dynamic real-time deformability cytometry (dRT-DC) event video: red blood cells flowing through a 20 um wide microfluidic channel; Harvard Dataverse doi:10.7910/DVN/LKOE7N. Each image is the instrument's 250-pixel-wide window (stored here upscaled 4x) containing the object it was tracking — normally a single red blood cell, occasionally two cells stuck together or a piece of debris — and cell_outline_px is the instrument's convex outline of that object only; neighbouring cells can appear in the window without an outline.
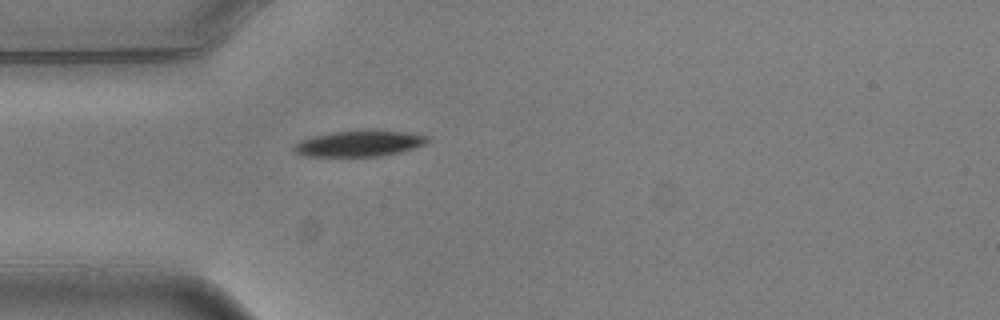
{"species": "common noctule bat (a hibernating species)", "species_latin": "Nyctalus noctula", "temperature_condition": "warm", "stored_images_in_passage": 1, "camera_frame_rate_fps": 3000, "um_per_image_px": 0.085, "animal": {"sex": "male", "body_mass_g": 20.5, "forearm_length_mm": 52.5}, "frame": {"image": 1, "passage_image": 1, "time_ms": 0.0, "image_size_px": [1000, 320], "cell_outline_px": [[428, 140], [424, 144], [416, 148], [400, 152], [380, 156], [300, 156], [292, 152], [292, 144], [300, 140], [312, 136], [332, 132], [364, 128], [372, 128], [404, 132], [428, 136]], "centroid_in_image_um": [30.47, 12.17], "position_along_channel_um": 54.5, "area_um2": 20.92}}